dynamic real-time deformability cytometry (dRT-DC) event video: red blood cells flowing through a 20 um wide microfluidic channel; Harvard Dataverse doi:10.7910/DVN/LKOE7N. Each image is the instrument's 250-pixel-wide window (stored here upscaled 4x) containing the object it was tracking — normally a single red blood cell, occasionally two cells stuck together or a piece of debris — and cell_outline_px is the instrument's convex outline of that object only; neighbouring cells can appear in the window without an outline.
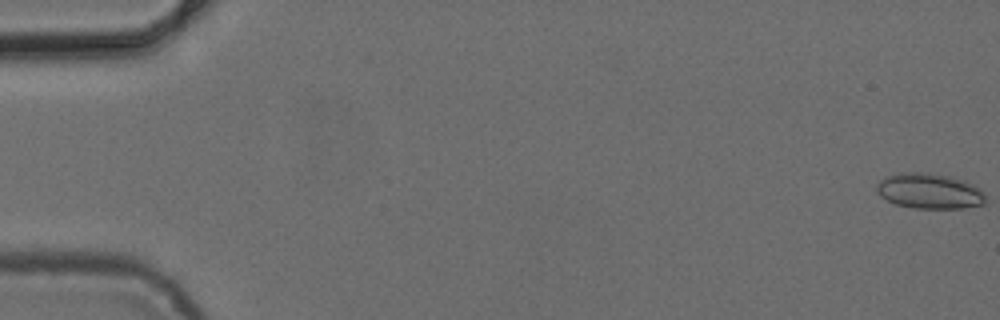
{"species": "common noctule bat (a hibernating species)", "species_latin": "Nyctalus noctula", "temperature_condition": "cold", "stored_images_in_passage": 53, "camera_frame_rate_fps": 3000, "um_per_image_px": 0.085, "animal": {"sex": "female", "body_mass_g": 24.6, "forearm_length_mm": 56.2}, "frame": {"image": 1, "passage_image": 1, "time_ms": 0.0, "image_size_px": [1000, 320], "cell_outline_px": [[984, 204], [964, 208], [912, 208], [896, 204], [880, 196], [876, 192], [876, 184], [880, 180], [888, 176], [900, 172], [928, 172], [948, 176], [964, 180], [972, 184], [984, 192]], "centroid_in_image_um": [78.98, 16.23], "position_along_channel_um": 6.0, "area_um2": 22.48}}
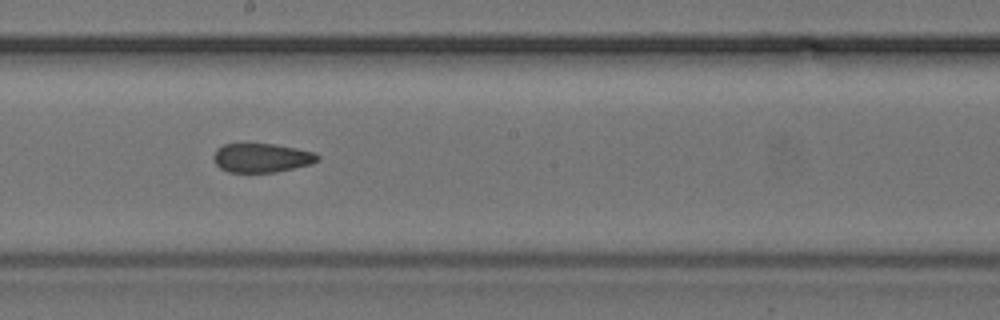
{"frame": {"image": 2, "passage_image": 30, "time_ms": 9.667, "image_size_px": [1000, 320], "cell_outline_px": [[320, 160], [312, 164], [276, 172], [228, 172], [220, 168], [216, 164], [212, 156], [216, 148], [224, 144], [276, 144], [316, 152], [320, 156]], "centroid_in_image_um": [22.26, 13.41], "position_along_channel_um": 225.9, "area_um2": 17.8}}
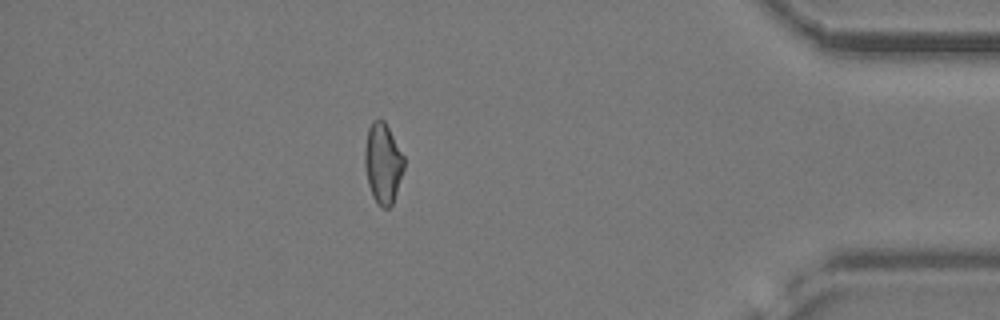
{"frame": {"image": 3, "passage_image": 47, "time_ms": 15.333, "image_size_px": [1000, 320], "cell_outline_px": [[404, 168], [392, 204], [388, 208], [384, 208], [372, 196], [368, 184], [364, 164], [364, 148], [368, 128], [372, 120], [384, 120], [404, 156]], "centroid_in_image_um": [32.53, 13.85], "position_along_channel_um": 402.7, "area_um2": 18.21}, "authors_computed_cell_mechanics": {"area_um2": 18.7272, "velocity_mm_per_s": 3.8645, "shape_relaxation_time_tau1_ms": null, "shape_relaxation_time_tau2_ms": 4.0522, "deformation_change_tau1": null, "deformation_change_tau2": 0.1044}}